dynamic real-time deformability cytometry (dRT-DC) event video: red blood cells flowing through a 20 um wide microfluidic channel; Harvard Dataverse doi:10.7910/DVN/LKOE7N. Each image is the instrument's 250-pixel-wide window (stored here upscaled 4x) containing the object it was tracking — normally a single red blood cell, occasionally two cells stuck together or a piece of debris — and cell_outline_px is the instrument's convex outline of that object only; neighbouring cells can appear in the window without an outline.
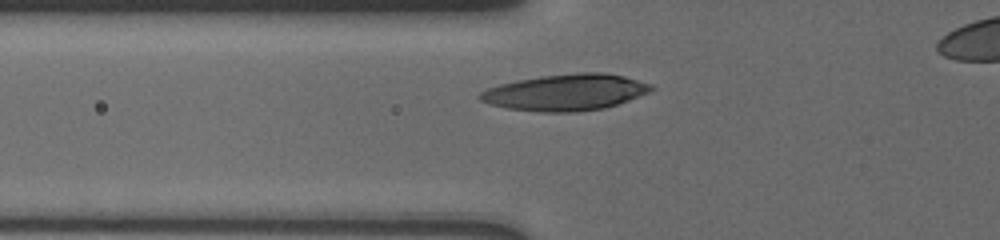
{"species": "human", "species_latin": "Homo sapiens", "temperature_condition": "cold", "stored_images_in_passage": 24, "camera_frame_rate_fps": 3000, "um_per_image_px": 0.085, "donor": {"sex": "male"}, "frame": {"image": 1, "passage_image": 3, "time_ms": 0.333, "image_size_px": [1000, 240], "cell_outline_px": [[652, 88], [648, 92], [628, 100], [604, 108], [576, 112], [544, 112], [508, 108], [488, 104], [480, 100], [476, 96], [480, 92], [488, 88], [500, 84], [540, 76], [580, 72], [604, 72], [624, 76], [652, 84]], "centroid_in_image_um": [48.05, 7.84], "position_along_channel_um": 77.7, "area_um2": 36.07}}
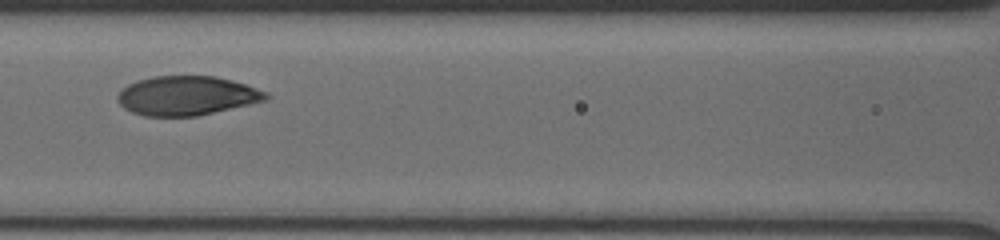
{"frame": {"image": 2, "passage_image": 16, "time_ms": 2.333, "image_size_px": [1000, 240], "cell_outline_px": [[272, 96], [268, 100], [196, 116], [144, 116], [132, 112], [124, 108], [116, 100], [116, 96], [128, 84], [136, 80], [152, 76], [216, 76], [232, 80], [268, 92]], "centroid_in_image_um": [15.88, 8.13], "position_along_channel_um": 150.7, "area_um2": 34.04}}
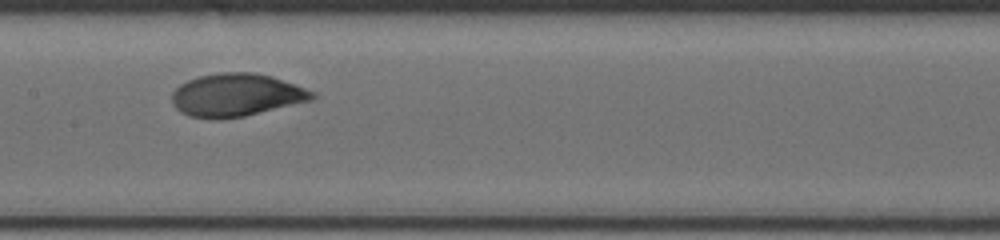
{"frame": {"image": 3, "passage_image": 23, "time_ms": 3.333, "image_size_px": [1000, 240], "cell_outline_px": [[316, 96], [312, 100], [244, 116], [212, 120], [188, 116], [180, 112], [172, 104], [172, 92], [180, 84], [188, 80], [200, 76], [220, 72], [256, 72], [272, 76], [316, 92]], "centroid_in_image_um": [20.07, 8.08], "position_along_channel_um": 187.3, "area_um2": 35.2}}